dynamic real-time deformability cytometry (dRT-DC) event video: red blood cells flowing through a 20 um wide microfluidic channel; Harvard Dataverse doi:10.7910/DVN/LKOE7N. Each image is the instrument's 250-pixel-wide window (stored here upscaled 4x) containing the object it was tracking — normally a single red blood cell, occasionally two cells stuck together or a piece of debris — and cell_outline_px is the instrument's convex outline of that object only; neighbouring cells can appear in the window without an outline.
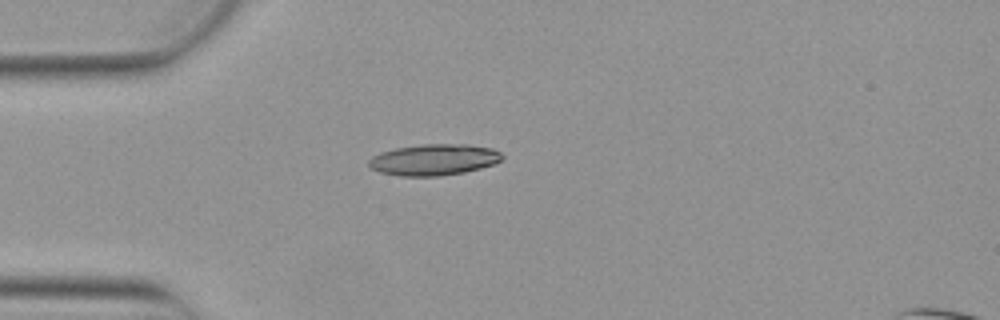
{"species": "Egyptian fruit bat (a non-hibernating species)", "species_latin": "Rousettus aegyptiacus", "temperature_condition": "warm", "stored_images_in_passage": 4, "camera_frame_rate_fps": 3000, "um_per_image_px": 0.085, "animal": {"sex": "female"}, "frame": {"image": 1, "passage_image": 3, "time_ms": 0.667, "image_size_px": [1000, 320], "cell_outline_px": [[504, 156], [496, 164], [464, 172], [440, 176], [400, 176], [380, 172], [372, 168], [368, 164], [368, 160], [372, 156], [380, 152], [396, 148], [420, 144], [468, 144], [492, 148], [500, 152]], "centroid_in_image_um": [36.89, 13.57], "position_along_channel_um": 48.1, "area_um2": 24.39}}